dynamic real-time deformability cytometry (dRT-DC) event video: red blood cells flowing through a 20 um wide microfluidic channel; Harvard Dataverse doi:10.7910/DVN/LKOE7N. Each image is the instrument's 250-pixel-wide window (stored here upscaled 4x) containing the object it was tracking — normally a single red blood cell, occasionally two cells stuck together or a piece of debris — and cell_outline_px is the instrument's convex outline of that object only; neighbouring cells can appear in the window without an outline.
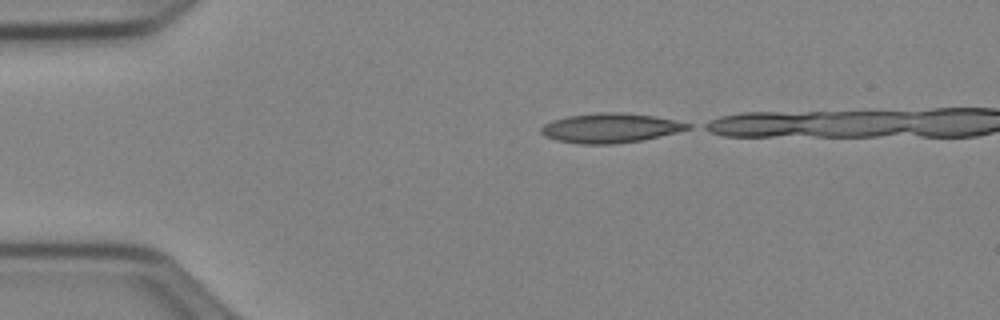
{"species": "Egyptian fruit bat (a non-hibernating species)", "species_latin": "Rousettus aegyptiacus", "temperature_condition": "cold", "stored_images_in_passage": 33, "camera_frame_rate_fps": 3000, "um_per_image_px": 0.085, "animal": {"sex": "female"}, "frame": {"image": 1, "passage_image": 1, "time_ms": 0.0, "image_size_px": [1000, 320], "cell_outline_px": [[692, 128], [660, 136], [640, 140], [612, 144], [580, 144], [556, 140], [544, 136], [540, 132], [540, 128], [544, 124], [552, 120], [568, 116], [600, 112], [624, 112], [652, 116], [692, 124]], "centroid_in_image_um": [51.83, 10.88], "position_along_channel_um": 33.2, "area_um2": 25.09}}
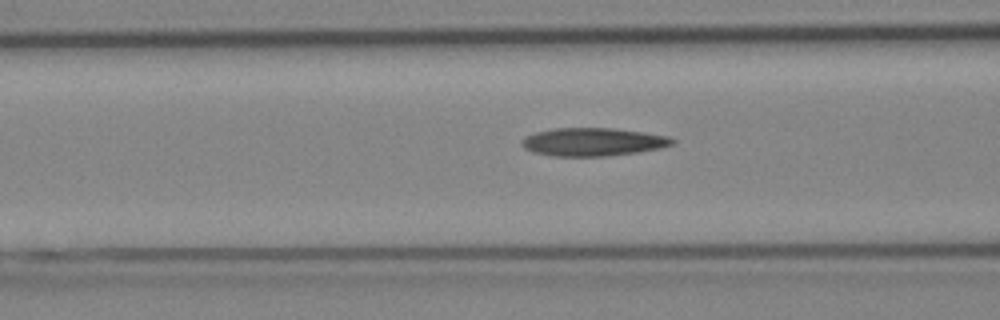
{"frame": {"image": 2, "passage_image": 11, "time_ms": 3.333, "image_size_px": [1000, 320], "cell_outline_px": [[676, 140], [672, 144], [660, 148], [636, 152], [604, 156], [552, 156], [532, 152], [524, 148], [520, 144], [520, 140], [524, 136], [536, 132], [556, 128], [612, 128], [644, 132], [668, 136]], "centroid_in_image_um": [50.35, 12.06], "position_along_channel_um": 116.3, "area_um2": 24.68}}
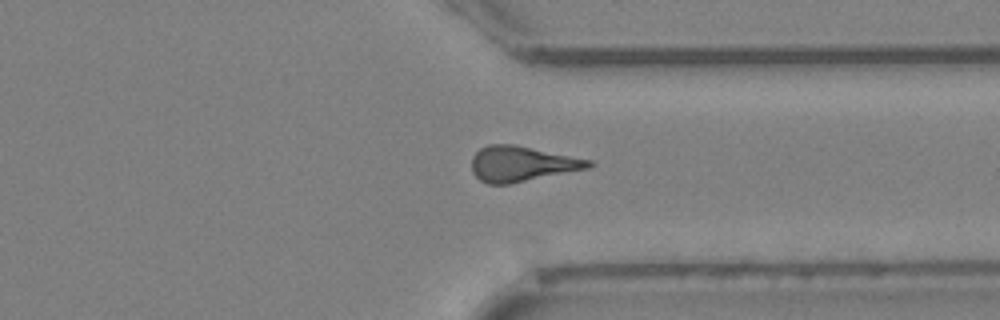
{"frame": {"image": 3, "passage_image": 30, "time_ms": 9.667, "image_size_px": [1000, 320], "cell_outline_px": [[596, 164], [588, 168], [508, 184], [488, 184], [480, 180], [472, 172], [472, 156], [480, 148], [488, 144], [516, 144], [592, 160]], "centroid_in_image_um": [44.35, 13.91], "position_along_channel_um": 367.1, "area_um2": 24.1}}